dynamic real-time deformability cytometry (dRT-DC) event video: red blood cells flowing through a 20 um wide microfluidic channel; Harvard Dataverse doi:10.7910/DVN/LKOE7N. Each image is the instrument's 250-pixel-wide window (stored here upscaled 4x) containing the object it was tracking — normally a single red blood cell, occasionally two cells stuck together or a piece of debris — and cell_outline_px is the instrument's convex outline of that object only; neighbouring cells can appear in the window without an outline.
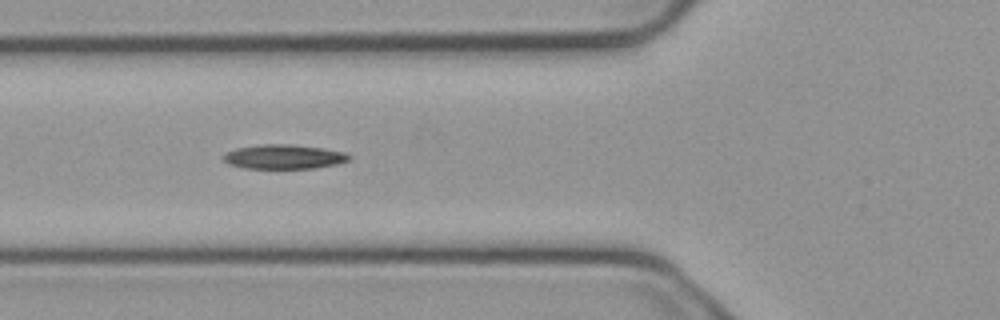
{"species": "common noctule bat (a hibernating species)", "species_latin": "Nyctalus noctula", "temperature_condition": "cold", "stored_images_in_passage": 26, "camera_frame_rate_fps": 3000, "um_per_image_px": 0.085, "animal": {"sex": "male", "body_mass_g": 23.1, "forearm_length_mm": 52.7}, "frame": {"image": 1, "passage_image": 7, "time_ms": 2.0, "image_size_px": [1000, 320], "cell_outline_px": [[352, 156], [348, 160], [336, 164], [316, 168], [244, 168], [228, 164], [224, 160], [224, 156], [228, 152], [236, 148], [260, 144], [288, 144], [324, 148], [344, 152]], "centroid_in_image_um": [24.14, 13.32], "position_along_channel_um": 101.7, "area_um2": 17.74}}
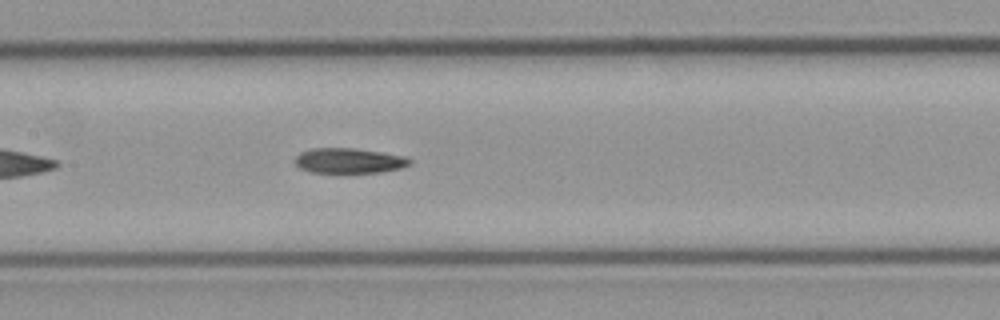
{"frame": {"image": 2, "passage_image": 13, "time_ms": 4.0, "image_size_px": [1000, 320], "cell_outline_px": [[412, 164], [400, 168], [380, 172], [308, 172], [300, 168], [296, 164], [296, 156], [300, 152], [312, 148], [356, 148], [404, 156], [412, 160]], "centroid_in_image_um": [29.67, 13.65], "position_along_channel_um": 177.7, "area_um2": 16.7}}
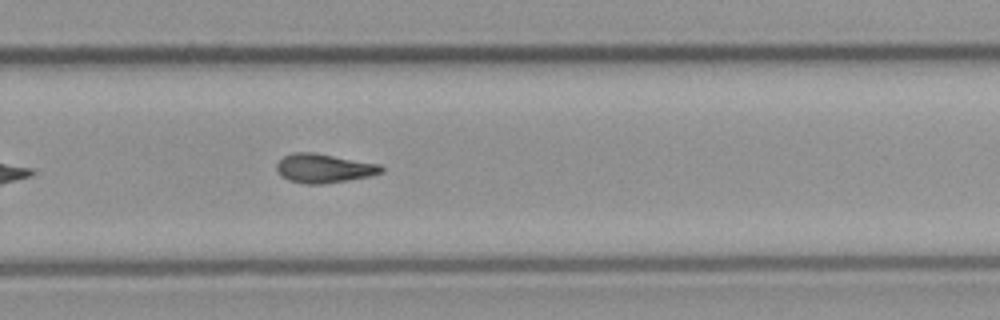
{"frame": {"image": 3, "passage_image": 23, "time_ms": 7.333, "image_size_px": [1000, 320], "cell_outline_px": [[384, 172], [372, 176], [324, 184], [304, 184], [288, 180], [280, 176], [276, 172], [276, 164], [284, 156], [292, 152], [312, 152], [380, 164], [384, 168]], "centroid_in_image_um": [27.52, 14.31], "position_along_channel_um": 302.3, "area_um2": 17.92}}